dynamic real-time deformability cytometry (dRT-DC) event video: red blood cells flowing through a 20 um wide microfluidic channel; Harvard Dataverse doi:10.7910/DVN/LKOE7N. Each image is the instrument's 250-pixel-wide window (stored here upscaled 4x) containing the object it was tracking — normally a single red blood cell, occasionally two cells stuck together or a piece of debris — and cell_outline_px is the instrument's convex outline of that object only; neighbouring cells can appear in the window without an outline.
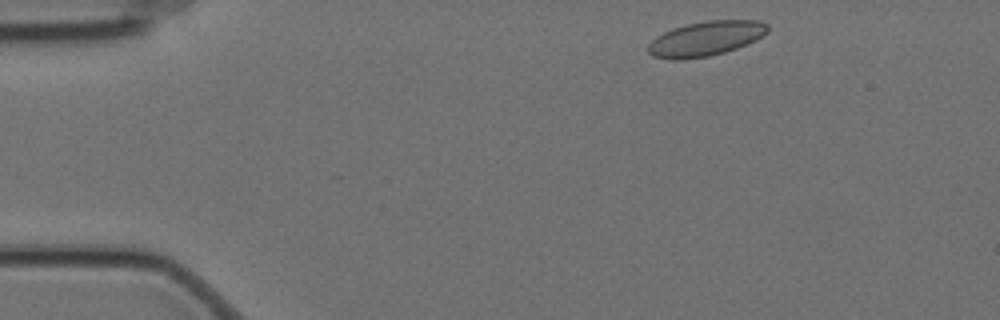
{"species": "Egyptian fruit bat (a non-hibernating species)", "species_latin": "Rousettus aegyptiacus", "temperature_condition": "cold", "stored_images_in_passage": 3, "camera_frame_rate_fps": 3000, "um_per_image_px": 0.085, "animal": {"sex": "female"}, "frame": {"image": 1, "passage_image": 1, "time_ms": 0.0, "image_size_px": [1000, 320], "cell_outline_px": [[768, 32], [756, 40], [736, 48], [724, 52], [708, 56], [684, 60], [668, 60], [652, 56], [648, 52], [648, 44], [656, 36], [672, 28], [688, 24], [708, 20], [760, 20], [768, 24]], "centroid_in_image_um": [59.97, 3.29], "position_along_channel_um": 25.0, "area_um2": 24.33}}